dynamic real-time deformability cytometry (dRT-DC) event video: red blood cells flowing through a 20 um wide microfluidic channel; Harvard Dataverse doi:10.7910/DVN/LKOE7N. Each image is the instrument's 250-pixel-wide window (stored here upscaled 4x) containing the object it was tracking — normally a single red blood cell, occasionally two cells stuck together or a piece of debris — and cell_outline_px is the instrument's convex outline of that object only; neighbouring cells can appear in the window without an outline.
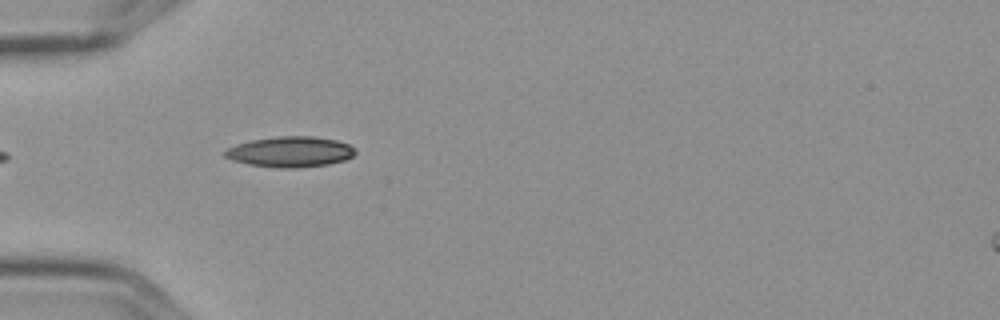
{"species": "Egyptian fruit bat (a non-hibernating species)", "species_latin": "Rousettus aegyptiacus", "temperature_condition": "cold", "stored_images_in_passage": 2, "camera_frame_rate_fps": 3000, "um_per_image_px": 0.085, "frame": {"image": 1, "passage_image": 1, "time_ms": 0.0, "image_size_px": [1000, 320], "cell_outline_px": [[356, 152], [352, 156], [344, 160], [328, 164], [296, 168], [280, 168], [248, 164], [232, 160], [224, 156], [224, 152], [228, 148], [236, 144], [252, 140], [276, 136], [316, 136], [336, 140], [348, 144], [356, 148]], "centroid_in_image_um": [24.68, 12.9], "position_along_channel_um": 60.3, "area_um2": 23.24}}
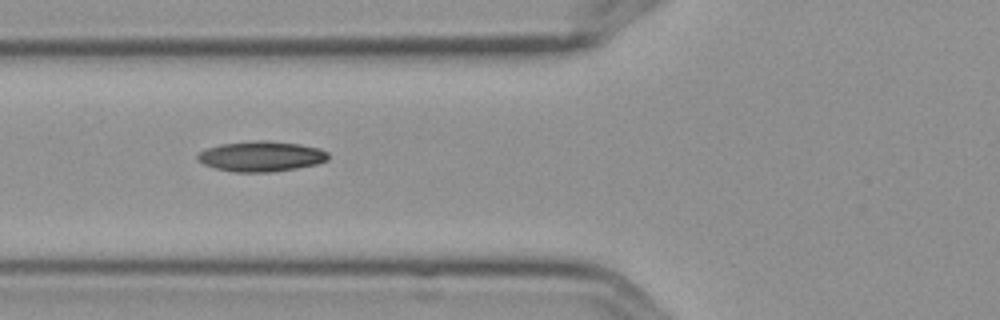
{"frame": {"image": 2, "passage_image": 2, "time_ms": 0.333, "image_size_px": [1000, 320], "cell_outline_px": [[328, 160], [316, 164], [296, 168], [272, 172], [236, 172], [216, 168], [204, 164], [196, 160], [196, 156], [200, 152], [208, 148], [220, 144], [256, 140], [264, 140], [300, 144], [320, 148], [328, 152]], "centroid_in_image_um": [22.21, 13.28], "position_along_channel_um": 103.6, "area_um2": 23.06}}